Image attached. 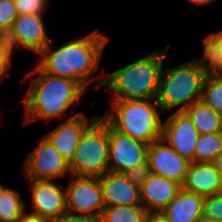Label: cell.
I'll use <instances>...</instances> for the list:
<instances>
[{
	"instance_id": "1",
	"label": "cell",
	"mask_w": 222,
	"mask_h": 222,
	"mask_svg": "<svg viewBox=\"0 0 222 222\" xmlns=\"http://www.w3.org/2000/svg\"><path fill=\"white\" fill-rule=\"evenodd\" d=\"M109 38L95 30L80 39L53 49L50 43L38 54L36 65L43 73L78 82L85 90L91 85L103 87L104 79L92 75L99 68ZM94 83V84H93Z\"/></svg>"
},
{
	"instance_id": "2",
	"label": "cell",
	"mask_w": 222,
	"mask_h": 222,
	"mask_svg": "<svg viewBox=\"0 0 222 222\" xmlns=\"http://www.w3.org/2000/svg\"><path fill=\"white\" fill-rule=\"evenodd\" d=\"M39 74V75H38ZM34 78L29 90L21 96L25 105L26 125L38 119L50 120L60 117L72 105H78L86 90L76 81L43 73L37 66L26 74Z\"/></svg>"
},
{
	"instance_id": "3",
	"label": "cell",
	"mask_w": 222,
	"mask_h": 222,
	"mask_svg": "<svg viewBox=\"0 0 222 222\" xmlns=\"http://www.w3.org/2000/svg\"><path fill=\"white\" fill-rule=\"evenodd\" d=\"M170 44L104 76L103 87L113 91L111 100L156 99L164 58Z\"/></svg>"
},
{
	"instance_id": "4",
	"label": "cell",
	"mask_w": 222,
	"mask_h": 222,
	"mask_svg": "<svg viewBox=\"0 0 222 222\" xmlns=\"http://www.w3.org/2000/svg\"><path fill=\"white\" fill-rule=\"evenodd\" d=\"M207 75L208 65L204 55L191 62L162 69L156 98L161 110L167 113L180 106L178 111H185L201 100Z\"/></svg>"
},
{
	"instance_id": "5",
	"label": "cell",
	"mask_w": 222,
	"mask_h": 222,
	"mask_svg": "<svg viewBox=\"0 0 222 222\" xmlns=\"http://www.w3.org/2000/svg\"><path fill=\"white\" fill-rule=\"evenodd\" d=\"M102 116L115 130L148 145L162 138V113L156 99L112 100Z\"/></svg>"
},
{
	"instance_id": "6",
	"label": "cell",
	"mask_w": 222,
	"mask_h": 222,
	"mask_svg": "<svg viewBox=\"0 0 222 222\" xmlns=\"http://www.w3.org/2000/svg\"><path fill=\"white\" fill-rule=\"evenodd\" d=\"M108 122L99 116L83 133L69 163L71 175L101 177L109 171Z\"/></svg>"
},
{
	"instance_id": "7",
	"label": "cell",
	"mask_w": 222,
	"mask_h": 222,
	"mask_svg": "<svg viewBox=\"0 0 222 222\" xmlns=\"http://www.w3.org/2000/svg\"><path fill=\"white\" fill-rule=\"evenodd\" d=\"M69 179L65 188L67 213L100 218L105 203L99 177L70 175Z\"/></svg>"
},
{
	"instance_id": "8",
	"label": "cell",
	"mask_w": 222,
	"mask_h": 222,
	"mask_svg": "<svg viewBox=\"0 0 222 222\" xmlns=\"http://www.w3.org/2000/svg\"><path fill=\"white\" fill-rule=\"evenodd\" d=\"M109 171L125 173L147 161L148 144L115 130L108 123Z\"/></svg>"
},
{
	"instance_id": "9",
	"label": "cell",
	"mask_w": 222,
	"mask_h": 222,
	"mask_svg": "<svg viewBox=\"0 0 222 222\" xmlns=\"http://www.w3.org/2000/svg\"><path fill=\"white\" fill-rule=\"evenodd\" d=\"M26 179L55 180L66 174L71 175L69 162L43 136L37 147L27 156L23 166Z\"/></svg>"
},
{
	"instance_id": "10",
	"label": "cell",
	"mask_w": 222,
	"mask_h": 222,
	"mask_svg": "<svg viewBox=\"0 0 222 222\" xmlns=\"http://www.w3.org/2000/svg\"><path fill=\"white\" fill-rule=\"evenodd\" d=\"M32 190V212L47 222H54L67 214L66 189H61L55 180L27 179Z\"/></svg>"
},
{
	"instance_id": "11",
	"label": "cell",
	"mask_w": 222,
	"mask_h": 222,
	"mask_svg": "<svg viewBox=\"0 0 222 222\" xmlns=\"http://www.w3.org/2000/svg\"><path fill=\"white\" fill-rule=\"evenodd\" d=\"M198 130L185 111H174L162 124V138L180 156L194 162Z\"/></svg>"
},
{
	"instance_id": "12",
	"label": "cell",
	"mask_w": 222,
	"mask_h": 222,
	"mask_svg": "<svg viewBox=\"0 0 222 222\" xmlns=\"http://www.w3.org/2000/svg\"><path fill=\"white\" fill-rule=\"evenodd\" d=\"M147 162L151 174L173 180L182 185L190 161L180 156L163 139L154 141L148 146Z\"/></svg>"
},
{
	"instance_id": "13",
	"label": "cell",
	"mask_w": 222,
	"mask_h": 222,
	"mask_svg": "<svg viewBox=\"0 0 222 222\" xmlns=\"http://www.w3.org/2000/svg\"><path fill=\"white\" fill-rule=\"evenodd\" d=\"M98 117L92 116L89 119L83 112L76 113L66 121L61 122L44 137L70 163L81 136Z\"/></svg>"
},
{
	"instance_id": "14",
	"label": "cell",
	"mask_w": 222,
	"mask_h": 222,
	"mask_svg": "<svg viewBox=\"0 0 222 222\" xmlns=\"http://www.w3.org/2000/svg\"><path fill=\"white\" fill-rule=\"evenodd\" d=\"M181 185L173 180L150 174L140 187L141 205L151 214L158 215L178 194Z\"/></svg>"
},
{
	"instance_id": "15",
	"label": "cell",
	"mask_w": 222,
	"mask_h": 222,
	"mask_svg": "<svg viewBox=\"0 0 222 222\" xmlns=\"http://www.w3.org/2000/svg\"><path fill=\"white\" fill-rule=\"evenodd\" d=\"M99 179L105 206L141 205L140 188L131 184L123 173L108 171Z\"/></svg>"
},
{
	"instance_id": "16",
	"label": "cell",
	"mask_w": 222,
	"mask_h": 222,
	"mask_svg": "<svg viewBox=\"0 0 222 222\" xmlns=\"http://www.w3.org/2000/svg\"><path fill=\"white\" fill-rule=\"evenodd\" d=\"M181 188L206 197L222 192V180L213 163L192 162Z\"/></svg>"
},
{
	"instance_id": "17",
	"label": "cell",
	"mask_w": 222,
	"mask_h": 222,
	"mask_svg": "<svg viewBox=\"0 0 222 222\" xmlns=\"http://www.w3.org/2000/svg\"><path fill=\"white\" fill-rule=\"evenodd\" d=\"M204 196L182 188L158 214L165 222H197L203 215Z\"/></svg>"
},
{
	"instance_id": "18",
	"label": "cell",
	"mask_w": 222,
	"mask_h": 222,
	"mask_svg": "<svg viewBox=\"0 0 222 222\" xmlns=\"http://www.w3.org/2000/svg\"><path fill=\"white\" fill-rule=\"evenodd\" d=\"M43 14L18 15L13 23L21 47L39 54L50 42L43 22Z\"/></svg>"
},
{
	"instance_id": "19",
	"label": "cell",
	"mask_w": 222,
	"mask_h": 222,
	"mask_svg": "<svg viewBox=\"0 0 222 222\" xmlns=\"http://www.w3.org/2000/svg\"><path fill=\"white\" fill-rule=\"evenodd\" d=\"M185 112L191 118L199 134L222 132V115L214 111L202 100L194 102Z\"/></svg>"
},
{
	"instance_id": "20",
	"label": "cell",
	"mask_w": 222,
	"mask_h": 222,
	"mask_svg": "<svg viewBox=\"0 0 222 222\" xmlns=\"http://www.w3.org/2000/svg\"><path fill=\"white\" fill-rule=\"evenodd\" d=\"M25 207L18 191L0 187V222H17L26 213Z\"/></svg>"
},
{
	"instance_id": "21",
	"label": "cell",
	"mask_w": 222,
	"mask_h": 222,
	"mask_svg": "<svg viewBox=\"0 0 222 222\" xmlns=\"http://www.w3.org/2000/svg\"><path fill=\"white\" fill-rule=\"evenodd\" d=\"M151 214L142 206H105L101 222H146Z\"/></svg>"
},
{
	"instance_id": "22",
	"label": "cell",
	"mask_w": 222,
	"mask_h": 222,
	"mask_svg": "<svg viewBox=\"0 0 222 222\" xmlns=\"http://www.w3.org/2000/svg\"><path fill=\"white\" fill-rule=\"evenodd\" d=\"M222 153V132L200 134L195 147L194 162L213 163Z\"/></svg>"
},
{
	"instance_id": "23",
	"label": "cell",
	"mask_w": 222,
	"mask_h": 222,
	"mask_svg": "<svg viewBox=\"0 0 222 222\" xmlns=\"http://www.w3.org/2000/svg\"><path fill=\"white\" fill-rule=\"evenodd\" d=\"M201 100L222 115V78L208 73L201 95Z\"/></svg>"
},
{
	"instance_id": "24",
	"label": "cell",
	"mask_w": 222,
	"mask_h": 222,
	"mask_svg": "<svg viewBox=\"0 0 222 222\" xmlns=\"http://www.w3.org/2000/svg\"><path fill=\"white\" fill-rule=\"evenodd\" d=\"M203 215L222 222V192L204 198Z\"/></svg>"
},
{
	"instance_id": "25",
	"label": "cell",
	"mask_w": 222,
	"mask_h": 222,
	"mask_svg": "<svg viewBox=\"0 0 222 222\" xmlns=\"http://www.w3.org/2000/svg\"><path fill=\"white\" fill-rule=\"evenodd\" d=\"M48 0H14L18 15L44 14Z\"/></svg>"
},
{
	"instance_id": "26",
	"label": "cell",
	"mask_w": 222,
	"mask_h": 222,
	"mask_svg": "<svg viewBox=\"0 0 222 222\" xmlns=\"http://www.w3.org/2000/svg\"><path fill=\"white\" fill-rule=\"evenodd\" d=\"M0 44L11 56L15 48L20 51L22 47L13 25L0 28Z\"/></svg>"
},
{
	"instance_id": "27",
	"label": "cell",
	"mask_w": 222,
	"mask_h": 222,
	"mask_svg": "<svg viewBox=\"0 0 222 222\" xmlns=\"http://www.w3.org/2000/svg\"><path fill=\"white\" fill-rule=\"evenodd\" d=\"M123 174L126 176L127 180L131 184L136 185L140 188L151 174L149 163L146 161L145 163L138 165L137 167L127 170Z\"/></svg>"
},
{
	"instance_id": "28",
	"label": "cell",
	"mask_w": 222,
	"mask_h": 222,
	"mask_svg": "<svg viewBox=\"0 0 222 222\" xmlns=\"http://www.w3.org/2000/svg\"><path fill=\"white\" fill-rule=\"evenodd\" d=\"M17 16L14 0H0V28L13 25Z\"/></svg>"
},
{
	"instance_id": "29",
	"label": "cell",
	"mask_w": 222,
	"mask_h": 222,
	"mask_svg": "<svg viewBox=\"0 0 222 222\" xmlns=\"http://www.w3.org/2000/svg\"><path fill=\"white\" fill-rule=\"evenodd\" d=\"M203 53H222V32L210 33L203 40Z\"/></svg>"
},
{
	"instance_id": "30",
	"label": "cell",
	"mask_w": 222,
	"mask_h": 222,
	"mask_svg": "<svg viewBox=\"0 0 222 222\" xmlns=\"http://www.w3.org/2000/svg\"><path fill=\"white\" fill-rule=\"evenodd\" d=\"M208 65V73L222 78V53H203Z\"/></svg>"
},
{
	"instance_id": "31",
	"label": "cell",
	"mask_w": 222,
	"mask_h": 222,
	"mask_svg": "<svg viewBox=\"0 0 222 222\" xmlns=\"http://www.w3.org/2000/svg\"><path fill=\"white\" fill-rule=\"evenodd\" d=\"M11 58L12 56L0 44V82L10 74Z\"/></svg>"
},
{
	"instance_id": "32",
	"label": "cell",
	"mask_w": 222,
	"mask_h": 222,
	"mask_svg": "<svg viewBox=\"0 0 222 222\" xmlns=\"http://www.w3.org/2000/svg\"><path fill=\"white\" fill-rule=\"evenodd\" d=\"M54 222H101V219L99 217L76 216L67 213Z\"/></svg>"
},
{
	"instance_id": "33",
	"label": "cell",
	"mask_w": 222,
	"mask_h": 222,
	"mask_svg": "<svg viewBox=\"0 0 222 222\" xmlns=\"http://www.w3.org/2000/svg\"><path fill=\"white\" fill-rule=\"evenodd\" d=\"M17 222H47L45 220L40 219L36 215L30 214L29 212L25 213L23 216H21Z\"/></svg>"
},
{
	"instance_id": "34",
	"label": "cell",
	"mask_w": 222,
	"mask_h": 222,
	"mask_svg": "<svg viewBox=\"0 0 222 222\" xmlns=\"http://www.w3.org/2000/svg\"><path fill=\"white\" fill-rule=\"evenodd\" d=\"M216 171L219 173L220 178L222 180V153L214 160L213 162Z\"/></svg>"
},
{
	"instance_id": "35",
	"label": "cell",
	"mask_w": 222,
	"mask_h": 222,
	"mask_svg": "<svg viewBox=\"0 0 222 222\" xmlns=\"http://www.w3.org/2000/svg\"><path fill=\"white\" fill-rule=\"evenodd\" d=\"M146 222H165L159 215H151Z\"/></svg>"
},
{
	"instance_id": "36",
	"label": "cell",
	"mask_w": 222,
	"mask_h": 222,
	"mask_svg": "<svg viewBox=\"0 0 222 222\" xmlns=\"http://www.w3.org/2000/svg\"><path fill=\"white\" fill-rule=\"evenodd\" d=\"M197 5H202V6H206L207 4L216 1V0H189Z\"/></svg>"
},
{
	"instance_id": "37",
	"label": "cell",
	"mask_w": 222,
	"mask_h": 222,
	"mask_svg": "<svg viewBox=\"0 0 222 222\" xmlns=\"http://www.w3.org/2000/svg\"><path fill=\"white\" fill-rule=\"evenodd\" d=\"M197 222H219V221H216L213 218H209L202 215Z\"/></svg>"
}]
</instances>
